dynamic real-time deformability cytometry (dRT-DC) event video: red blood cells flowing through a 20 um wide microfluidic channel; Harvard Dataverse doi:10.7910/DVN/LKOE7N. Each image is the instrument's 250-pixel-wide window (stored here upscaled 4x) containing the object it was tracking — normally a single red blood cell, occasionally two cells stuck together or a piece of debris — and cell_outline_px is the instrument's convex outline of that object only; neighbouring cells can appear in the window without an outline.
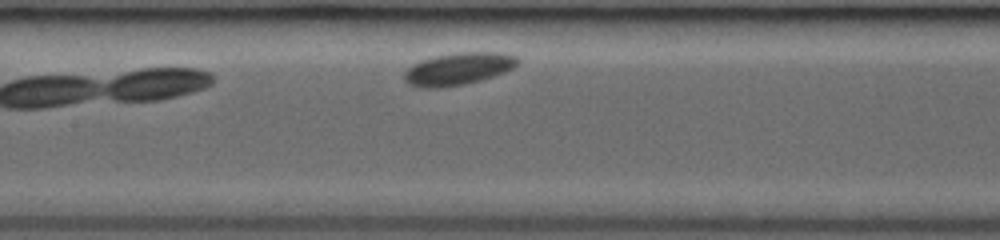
{"species": "common noctule bat (a hibernating species)", "species_latin": "Nyctalus noctula", "temperature_condition": "room temperature", "stored_images_in_passage": 16, "camera_frame_rate_fps": 3000, "um_per_image_px": 0.085, "animal": {"sex": "female", "body_mass_g": 19.0, "forearm_length_mm": 53.3}, "frame": {"image": 1, "passage_image": 12, "time_ms": 4.0, "image_size_px": [1000, 240], "cell_outline_px": [[520, 60], [512, 68], [504, 72], [480, 80], [464, 84], [440, 88], [416, 88], [408, 84], [404, 80], [404, 72], [412, 64], [420, 60], [436, 56], [456, 52], [504, 52], [516, 56]], "centroid_in_image_um": [38.91, 5.85], "position_along_channel_um": 168.5, "area_um2": 21.5}}
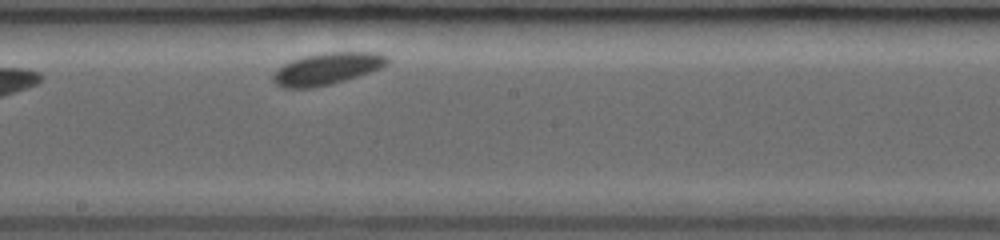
{"frame": {"image": 2, "passage_image": 16, "time_ms": 5.333, "image_size_px": [1000, 240], "cell_outline_px": [[388, 60], [380, 68], [344, 80], [312, 88], [284, 88], [276, 84], [272, 80], [272, 76], [276, 68], [292, 60], [304, 56], [324, 52], [380, 52], [388, 56]], "centroid_in_image_um": [27.75, 5.83], "position_along_channel_um": 220.5, "area_um2": 21.04}}